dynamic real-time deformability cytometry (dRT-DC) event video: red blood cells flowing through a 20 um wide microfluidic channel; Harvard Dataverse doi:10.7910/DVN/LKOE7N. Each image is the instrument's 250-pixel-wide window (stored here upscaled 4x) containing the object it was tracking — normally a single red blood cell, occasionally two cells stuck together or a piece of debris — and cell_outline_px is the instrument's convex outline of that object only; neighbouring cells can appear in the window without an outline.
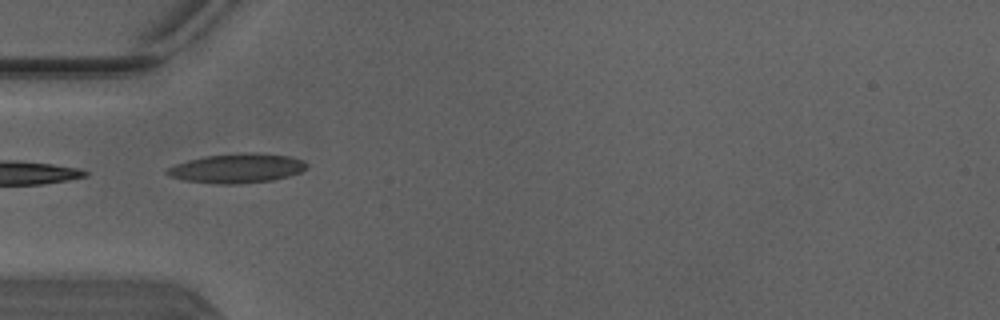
{"species": "Egyptian fruit bat (a non-hibernating species)", "species_latin": "Rousettus aegyptiacus", "temperature_condition": "warm", "stored_images_in_passage": 6, "camera_frame_rate_fps": 3000, "um_per_image_px": 0.085, "animal": {"sex": "male"}, "frame": {"image": 1, "passage_image": 1, "time_ms": 0.0, "image_size_px": [1000, 320], "cell_outline_px": [[308, 164], [300, 172], [288, 176], [272, 180], [236, 184], [216, 184], [184, 180], [168, 176], [164, 172], [168, 168], [176, 164], [188, 160], [204, 156], [248, 152], [252, 152], [288, 156], [304, 160]], "centroid_in_image_um": [20.12, 14.3], "position_along_channel_um": 64.9, "area_um2": 23.81}}
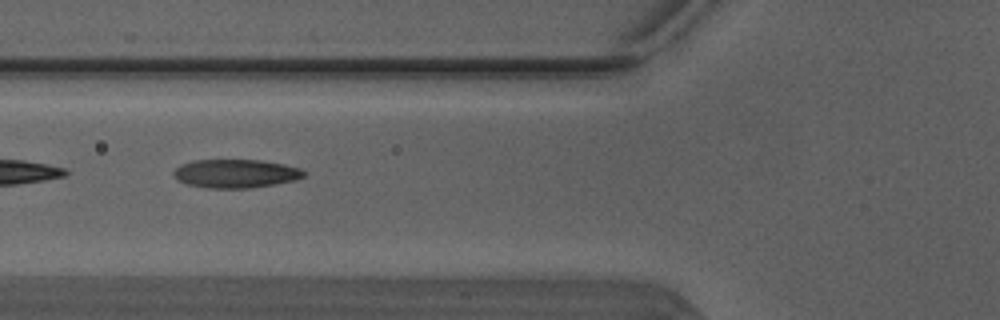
{"frame": {"image": 2, "passage_image": 4, "time_ms": 1.0, "image_size_px": [1000, 320], "cell_outline_px": [[308, 172], [304, 176], [296, 180], [248, 188], [208, 188], [188, 184], [176, 180], [172, 176], [172, 172], [180, 164], [192, 160], [260, 160], [284, 164], [300, 168]], "centroid_in_image_um": [20.01, 14.74], "position_along_channel_um": 105.8, "area_um2": 21.79}}